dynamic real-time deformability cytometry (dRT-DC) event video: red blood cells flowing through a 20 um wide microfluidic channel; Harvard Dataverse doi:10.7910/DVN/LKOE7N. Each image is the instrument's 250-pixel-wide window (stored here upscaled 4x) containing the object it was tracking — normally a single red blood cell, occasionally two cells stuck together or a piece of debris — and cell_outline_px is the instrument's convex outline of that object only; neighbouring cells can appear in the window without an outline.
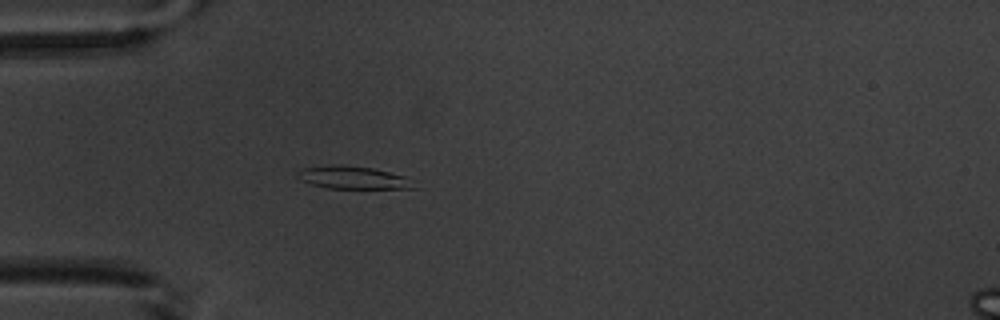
{"species": "common noctule bat (a hibernating species)", "species_latin": "Nyctalus noctula", "temperature_condition": "warm", "stored_images_in_passage": 1, "camera_frame_rate_fps": 3000, "um_per_image_px": 0.085, "animal": {"sex": "male", "body_mass_g": 20.1, "forearm_length_mm": 53.5}, "frame": {"image": 1, "passage_image": 1, "time_ms": 0.0, "image_size_px": [1000, 320], "cell_outline_px": [[420, 188], [328, 188], [312, 184], [300, 180], [296, 176], [296, 172], [300, 168], [340, 164], [372, 168], [404, 176]], "centroid_in_image_um": [29.95, 15.09], "position_along_channel_um": 55.0, "area_um2": 15.32}}